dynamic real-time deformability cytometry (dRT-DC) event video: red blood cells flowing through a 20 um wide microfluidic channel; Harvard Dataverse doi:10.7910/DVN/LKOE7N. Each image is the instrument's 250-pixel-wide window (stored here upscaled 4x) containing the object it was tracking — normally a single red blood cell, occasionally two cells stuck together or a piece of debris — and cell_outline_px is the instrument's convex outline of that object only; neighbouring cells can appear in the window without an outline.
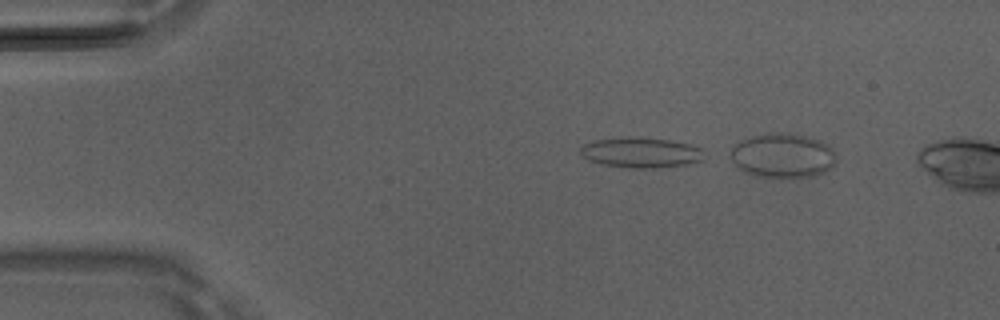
{"species": "Egyptian fruit bat (a non-hibernating species)", "species_latin": "Rousettus aegyptiacus", "temperature_condition": "room temperature", "stored_images_in_passage": 10, "camera_frame_rate_fps": 3000, "um_per_image_px": 0.085, "animal": {"sex": "male"}, "frame": {"image": 1, "passage_image": 6, "time_ms": 1.667, "image_size_px": [1000, 320], "cell_outline_px": [[704, 148], [700, 160], [684, 164], [656, 168], [628, 168], [600, 164], [588, 160], [580, 152], [580, 148], [584, 144], [592, 140], [628, 136], [636, 136], [668, 140], [688, 144]], "centroid_in_image_um": [54.41, 12.95], "position_along_channel_um": 30.6, "area_um2": 21.91}}